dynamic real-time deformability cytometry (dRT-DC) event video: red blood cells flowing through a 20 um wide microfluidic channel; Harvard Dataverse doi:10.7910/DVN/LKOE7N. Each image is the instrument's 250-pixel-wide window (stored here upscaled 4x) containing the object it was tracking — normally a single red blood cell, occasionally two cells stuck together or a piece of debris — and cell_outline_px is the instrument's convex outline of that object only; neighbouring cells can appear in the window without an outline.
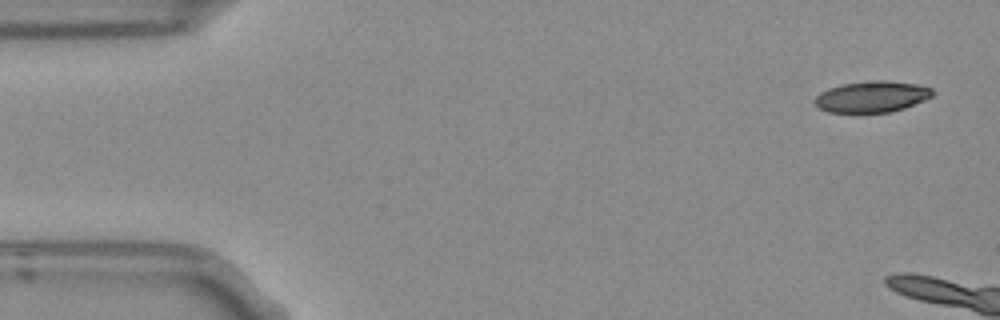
{"species": "Egyptian fruit bat (a non-hibernating species)", "species_latin": "Rousettus aegyptiacus", "temperature_condition": "room temperature", "stored_images_in_passage": 4, "camera_frame_rate_fps": 3000, "um_per_image_px": 0.085, "frame": {"image": 1, "passage_image": 1, "time_ms": 0.0, "image_size_px": [1000, 320], "cell_outline_px": [[936, 92], [932, 96], [924, 100], [904, 108], [892, 112], [828, 112], [820, 108], [816, 104], [816, 96], [820, 92], [828, 88], [844, 84], [876, 80], [884, 80], [916, 84], [932, 88]], "centroid_in_image_um": [74.15, 8.21], "position_along_channel_um": 10.9, "area_um2": 21.21}}
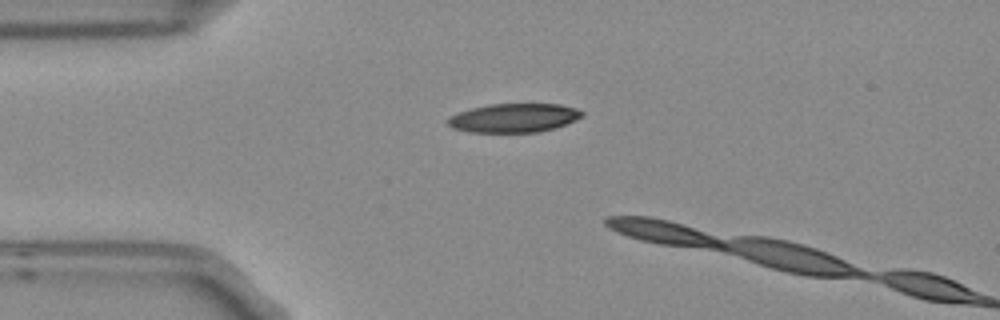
{"frame": {"image": 2, "passage_image": 3, "time_ms": 0.667, "image_size_px": [1000, 320], "cell_outline_px": [[584, 116], [576, 120], [556, 128], [540, 132], [468, 132], [452, 128], [448, 124], [448, 116], [472, 108], [488, 104], [560, 104], [576, 108], [584, 112]], "centroid_in_image_um": [43.71, 10.02], "position_along_channel_um": 41.3, "area_um2": 22.72}}